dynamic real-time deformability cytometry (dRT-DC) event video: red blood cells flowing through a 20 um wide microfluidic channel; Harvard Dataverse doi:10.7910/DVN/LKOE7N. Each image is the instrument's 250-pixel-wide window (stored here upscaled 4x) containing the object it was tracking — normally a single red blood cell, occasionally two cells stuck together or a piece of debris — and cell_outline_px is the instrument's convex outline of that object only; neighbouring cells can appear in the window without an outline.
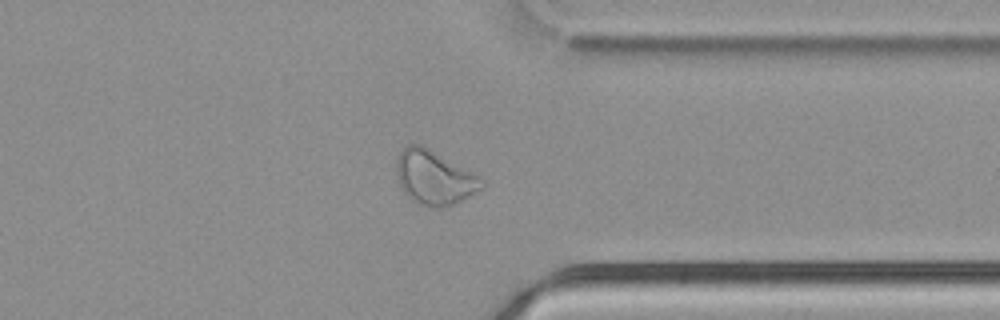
{"species": "common noctule bat (a hibernating species)", "species_latin": "Nyctalus noctula", "temperature_condition": "cold", "stored_images_in_passage": 52, "segment_of_instrument_passage": [1, 2], "camera_frame_rate_fps": 3000, "um_per_image_px": 0.085, "animal": {"sex": "male", "body_mass_g": 21.5, "forearm_length_mm": 52.0}, "frame": {"image": 1, "passage_image": 40, "time_ms": 13.0, "image_size_px": [1000, 320], "cell_outline_px": [[488, 184], [484, 188], [444, 208], [428, 208], [416, 204], [400, 188], [396, 172], [396, 160], [400, 152], [408, 144], [420, 144], [428, 148], [480, 176]], "centroid_in_image_um": [36.91, 15.12], "position_along_channel_um": 374.5, "area_um2": 27.11}}
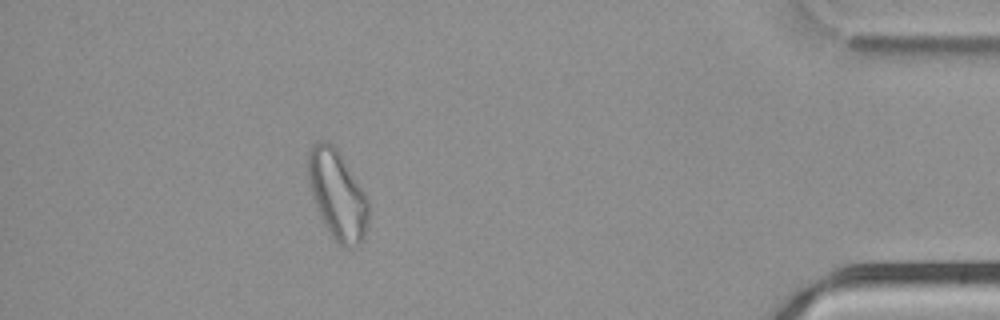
{"frame": {"image": 2, "passage_image": 46, "time_ms": 15.0, "image_size_px": [1000, 320], "cell_outline_px": [[368, 220], [364, 240], [360, 244], [352, 248], [340, 248], [324, 224], [312, 200], [308, 184], [308, 152], [312, 144], [316, 140], [328, 140], [340, 152], [368, 196]], "centroid_in_image_um": [28.67, 16.56], "position_along_channel_um": 406.5, "area_um2": 32.19}}